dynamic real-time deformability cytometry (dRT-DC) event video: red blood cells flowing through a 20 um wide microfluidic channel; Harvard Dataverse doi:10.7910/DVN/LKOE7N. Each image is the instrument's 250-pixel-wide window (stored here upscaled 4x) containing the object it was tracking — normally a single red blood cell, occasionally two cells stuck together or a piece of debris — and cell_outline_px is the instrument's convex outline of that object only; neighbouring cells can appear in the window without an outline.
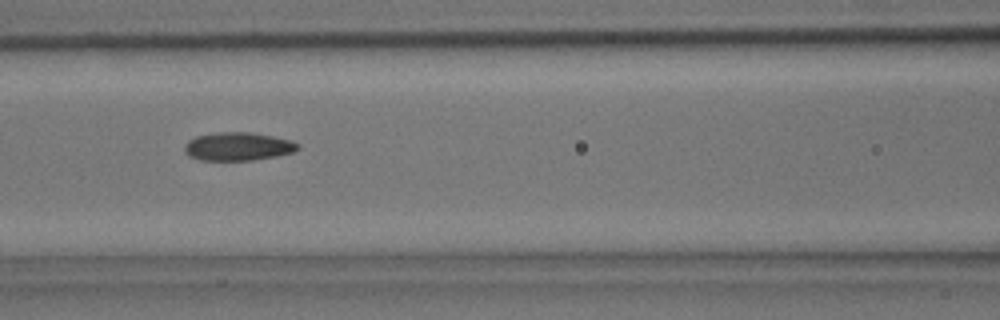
{"species": "common noctule bat (a hibernating species)", "species_latin": "Nyctalus noctula", "temperature_condition": "room temperature", "stored_images_in_passage": 7, "camera_frame_rate_fps": 3000, "um_per_image_px": 0.085, "animal": {"sex": "male", "body_mass_g": 15.6}, "frame": {"image": 1, "passage_image": 6, "time_ms": 1.667, "image_size_px": [1000, 320], "cell_outline_px": [[300, 148], [292, 152], [276, 156], [252, 160], [200, 160], [188, 156], [184, 152], [184, 144], [188, 140], [196, 136], [216, 132], [248, 132], [272, 136], [292, 140], [300, 144]], "centroid_in_image_um": [20.2, 12.45], "position_along_channel_um": 146.4, "area_um2": 18.79}}